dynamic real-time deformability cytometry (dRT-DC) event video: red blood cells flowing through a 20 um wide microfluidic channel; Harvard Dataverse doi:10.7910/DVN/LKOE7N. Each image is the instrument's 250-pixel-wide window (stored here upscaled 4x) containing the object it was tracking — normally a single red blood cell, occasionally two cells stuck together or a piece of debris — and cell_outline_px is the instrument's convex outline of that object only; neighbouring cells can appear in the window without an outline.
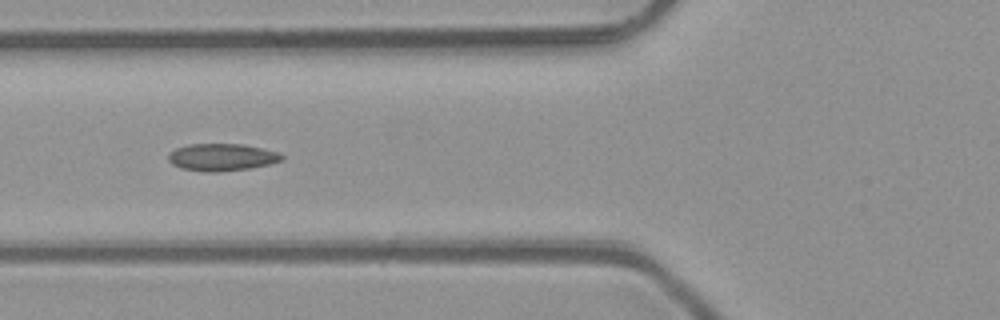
{"species": "common noctule bat (a hibernating species)", "species_latin": "Nyctalus noctula", "temperature_condition": "room temperature", "stored_images_in_passage": 35, "camera_frame_rate_fps": 3000, "um_per_image_px": 0.085, "animal": {"sex": "male", "body_mass_g": 23.1, "forearm_length_mm": 52.7}, "frame": {"image": 1, "passage_image": 3, "time_ms": 0.667, "image_size_px": [1000, 320], "cell_outline_px": [[284, 156], [280, 160], [268, 164], [248, 168], [216, 172], [204, 172], [180, 168], [172, 164], [168, 160], [168, 152], [176, 148], [188, 144], [244, 144], [280, 152]], "centroid_in_image_um": [18.81, 13.35], "position_along_channel_um": 107.0, "area_um2": 18.03}}
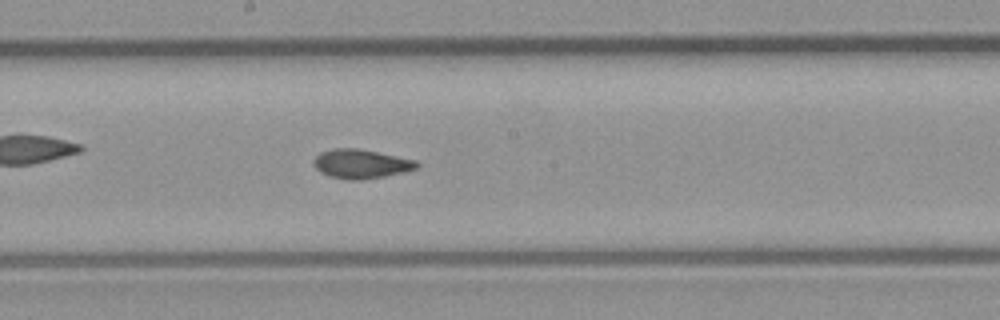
{"frame": {"image": 2, "passage_image": 11, "time_ms": 3.333, "image_size_px": [1000, 320], "cell_outline_px": [[420, 164], [416, 168], [404, 172], [384, 176], [360, 180], [348, 180], [332, 176], [320, 172], [312, 164], [312, 160], [320, 152], [332, 148], [356, 148], [416, 160]], "centroid_in_image_um": [30.65, 13.92], "position_along_channel_um": 217.5, "area_um2": 17.4}}
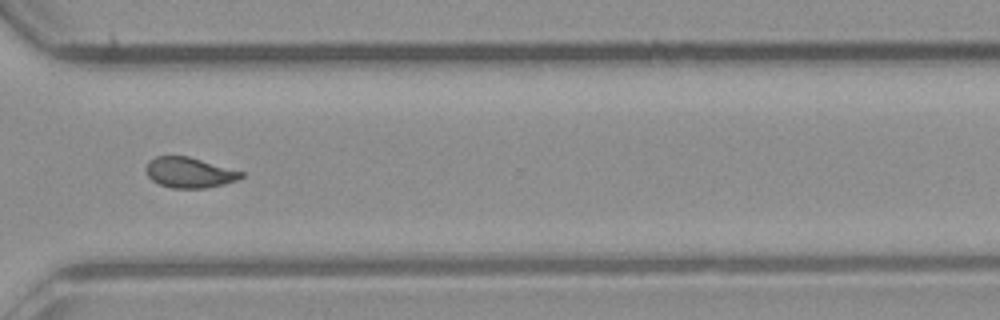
{"frame": {"image": 3, "passage_image": 21, "time_ms": 6.667, "image_size_px": [1000, 320], "cell_outline_px": [[244, 176], [236, 180], [224, 184], [204, 188], [172, 188], [160, 184], [152, 180], [148, 176], [144, 168], [148, 160], [156, 156], [188, 156], [244, 172]], "centroid_in_image_um": [16.07, 14.66], "position_along_channel_um": 354.5, "area_um2": 16.88}}